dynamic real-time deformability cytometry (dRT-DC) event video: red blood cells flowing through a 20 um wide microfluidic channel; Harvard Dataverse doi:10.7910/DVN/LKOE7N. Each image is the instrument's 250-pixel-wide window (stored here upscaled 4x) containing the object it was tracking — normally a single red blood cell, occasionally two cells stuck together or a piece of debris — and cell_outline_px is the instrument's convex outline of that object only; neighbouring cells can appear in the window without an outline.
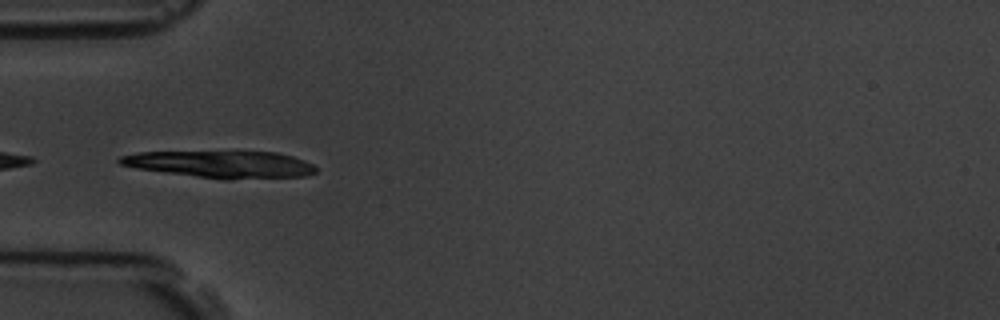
{"species": "common noctule bat (a hibernating species)", "species_latin": "Nyctalus noctula", "temperature_condition": "room temperature", "stored_images_in_passage": 5, "camera_frame_rate_fps": 3000, "um_per_image_px": 0.085, "animal": {"sex": "male", "body_mass_g": 19.5, "forearm_length_mm": 54.6}, "frame": {"image": 1, "passage_image": 1, "time_ms": 0.0, "image_size_px": [1000, 320], "cell_outline_px": [[316, 172], [308, 176], [228, 180], [220, 180], [136, 168], [120, 164], [116, 160], [120, 156], [136, 152], [276, 152], [292, 156], [304, 160], [312, 164], [316, 168]], "centroid_in_image_um": [18.8, 13.98], "position_along_channel_um": 66.2, "area_um2": 31.04}}